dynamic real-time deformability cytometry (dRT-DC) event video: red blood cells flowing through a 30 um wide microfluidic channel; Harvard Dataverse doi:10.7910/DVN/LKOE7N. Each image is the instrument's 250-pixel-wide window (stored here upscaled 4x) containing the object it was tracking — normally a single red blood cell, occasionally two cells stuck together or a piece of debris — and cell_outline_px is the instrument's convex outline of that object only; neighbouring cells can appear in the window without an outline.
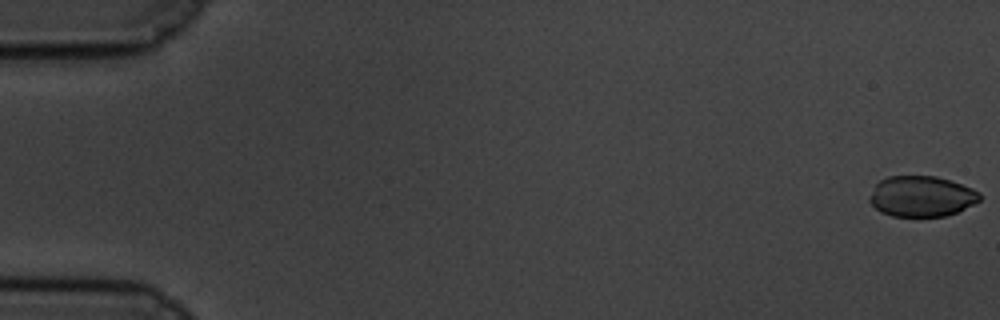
{"species": "common noctule bat (a hibernating species)", "species_latin": "Nyctalus noctula", "temperature_condition": "cold", "stored_images_in_passage": 15, "camera_frame_rate_fps": 3000, "um_per_image_px": 0.085, "animal": {"sex": "male", "body_mass_g": 19.5, "forearm_length_mm": 54.6}, "frame": {"image": 1, "passage_image": 1, "time_ms": 0.0, "image_size_px": [1000, 320], "cell_outline_px": [[980, 200], [956, 212], [944, 216], [892, 216], [880, 212], [868, 200], [876, 184], [880, 180], [888, 176], [936, 176], [952, 180], [972, 188], [980, 192]], "centroid_in_image_um": [78.32, 16.67], "position_along_channel_um": 6.7, "area_um2": 26.01}}
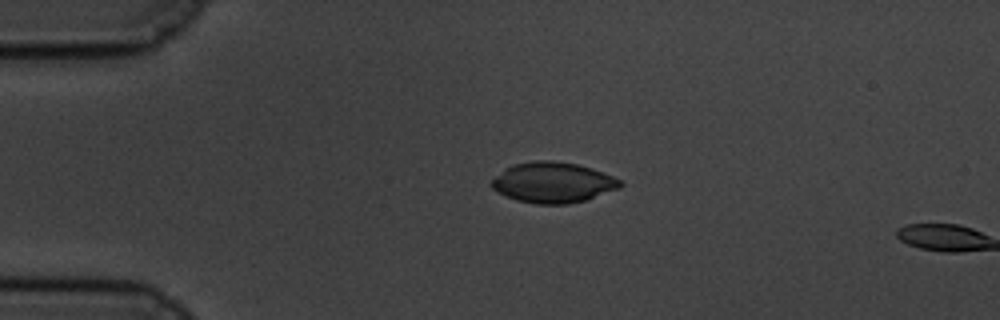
{"frame": {"image": 2, "passage_image": 14, "time_ms": 4.333, "image_size_px": [1000, 320], "cell_outline_px": [[624, 184], [620, 188], [584, 200], [568, 204], [536, 204], [516, 200], [492, 188], [492, 180], [496, 176], [512, 164], [532, 160], [552, 160], [576, 164], [592, 168], [612, 176], [620, 180]], "centroid_in_image_um": [47.02, 15.5], "position_along_channel_um": 38.0, "area_um2": 30.17}}